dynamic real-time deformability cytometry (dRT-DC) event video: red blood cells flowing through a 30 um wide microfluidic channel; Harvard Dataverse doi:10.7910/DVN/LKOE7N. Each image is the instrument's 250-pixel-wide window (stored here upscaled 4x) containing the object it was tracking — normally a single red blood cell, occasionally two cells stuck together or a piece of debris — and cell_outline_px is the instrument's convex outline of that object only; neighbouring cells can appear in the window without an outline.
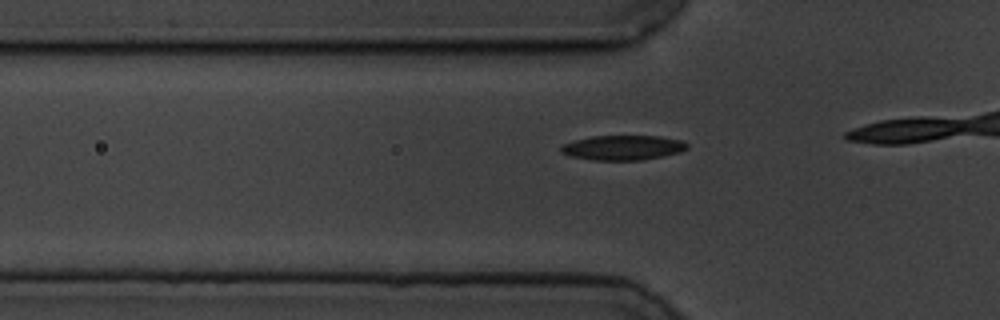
{"species": "common noctule bat (a hibernating species)", "species_latin": "Nyctalus noctula", "temperature_condition": "cold", "stored_images_in_passage": 17, "camera_frame_rate_fps": 3000, "um_per_image_px": 0.085, "animal": {"sex": "male", "body_mass_g": 19.5, "forearm_length_mm": 54.6}, "frame": {"image": 1, "passage_image": 14, "time_ms": 4.333, "image_size_px": [1000, 320], "cell_outline_px": [[688, 148], [680, 152], [664, 156], [644, 160], [592, 160], [572, 156], [560, 152], [560, 148], [564, 144], [576, 140], [592, 136], [660, 136], [684, 140], [688, 144]], "centroid_in_image_um": [53.01, 12.55], "position_along_channel_um": 72.8, "area_um2": 18.26}}